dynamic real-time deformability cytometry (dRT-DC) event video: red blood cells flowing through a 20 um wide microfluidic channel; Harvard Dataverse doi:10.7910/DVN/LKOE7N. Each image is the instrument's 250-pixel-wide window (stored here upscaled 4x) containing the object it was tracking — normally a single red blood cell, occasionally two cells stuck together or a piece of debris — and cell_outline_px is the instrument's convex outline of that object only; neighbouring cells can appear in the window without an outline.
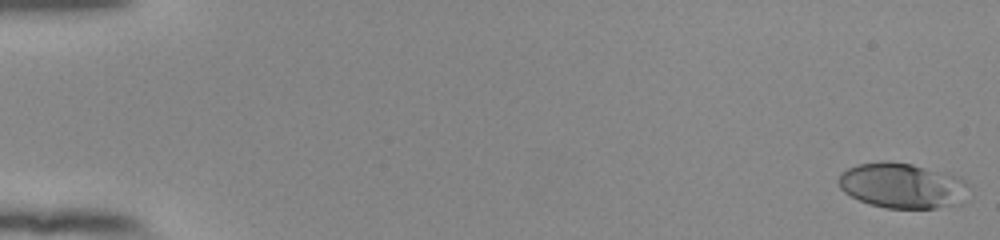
{"species": "human", "species_latin": "Homo sapiens", "temperature_condition": "room temperature", "stored_images_in_passage": 54, "camera_frame_rate_fps": 3000, "um_per_image_px": 0.085, "donor": {"sex": "female"}, "frame": {"image": 1, "passage_image": 1, "time_ms": 0.0, "image_size_px": [1000, 240], "cell_outline_px": [[968, 184], [948, 204], [936, 208], [884, 208], [868, 204], [844, 192], [840, 188], [836, 180], [848, 168], [860, 164], [884, 160], [888, 160], [912, 164], [948, 172], [960, 176]], "centroid_in_image_um": [76.55, 15.73], "position_along_channel_um": 8.5, "area_um2": 33.52}}
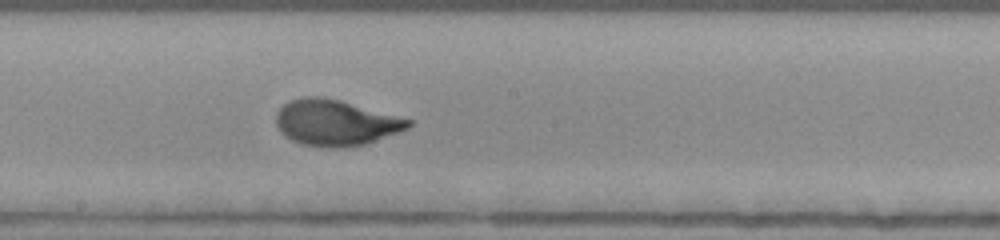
{"frame": {"image": 2, "passage_image": 31, "time_ms": 10.0, "image_size_px": [1000, 240], "cell_outline_px": [[412, 124], [408, 128], [364, 144], [348, 148], [332, 148], [300, 144], [284, 136], [280, 132], [276, 124], [276, 112], [288, 100], [304, 96], [320, 96], [340, 100], [412, 120]], "centroid_in_image_um": [28.47, 10.43], "position_along_channel_um": 219.7, "area_um2": 35.37}}
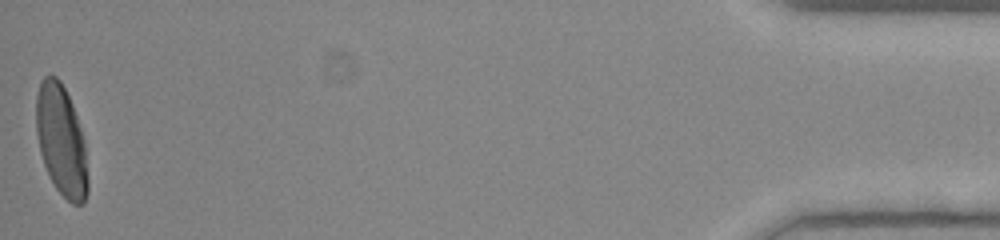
{"frame": {"image": 3, "passage_image": 54, "time_ms": 17.667, "image_size_px": [1000, 240], "cell_outline_px": [[88, 192], [84, 204], [72, 204], [56, 188], [44, 164], [40, 152], [36, 132], [36, 96], [40, 80], [44, 76], [56, 76], [60, 80], [72, 104], [84, 140], [88, 180]], "centroid_in_image_um": [5.2, 11.94], "position_along_channel_um": 430.0, "area_um2": 33.18}, "authors_computed_cell_mechanics": {"area_um2": 33.524, "velocity_mm_per_s": 3.8855, "shape_relaxation_time_tau1_ms": 3.8891, "shape_relaxation_time_tau2_ms": null, "deformation_change_tau1": 0.2147, "deformation_change_tau2": null}}